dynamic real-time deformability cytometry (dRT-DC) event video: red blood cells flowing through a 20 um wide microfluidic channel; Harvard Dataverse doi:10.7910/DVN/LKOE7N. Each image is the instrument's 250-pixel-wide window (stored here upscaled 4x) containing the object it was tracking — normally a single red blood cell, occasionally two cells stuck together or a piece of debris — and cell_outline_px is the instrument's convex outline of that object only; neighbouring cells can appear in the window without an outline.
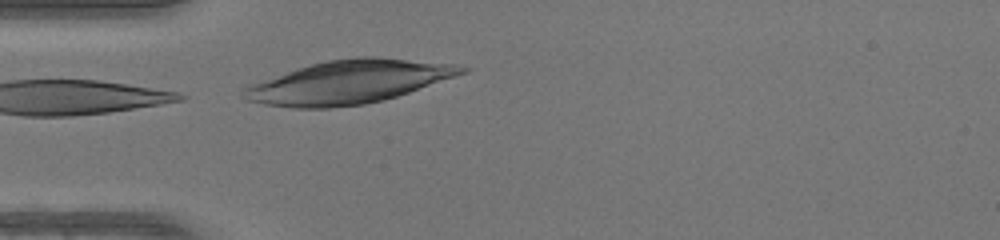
{"species": "human", "species_latin": "Homo sapiens", "temperature_condition": "warm", "stored_images_in_passage": 7, "camera_frame_rate_fps": 3000, "um_per_image_px": 0.085, "donor": {"sex": "female"}, "frame": {"image": 1, "passage_image": 7, "time_ms": 2.0, "image_size_px": [1000, 240], "cell_outline_px": [[472, 68], [468, 72], [384, 100], [364, 104], [328, 108], [292, 108], [264, 104], [248, 100], [240, 96], [240, 92], [244, 88], [252, 84], [296, 68], [328, 60], [356, 56], [380, 56], [460, 64]], "centroid_in_image_um": [29.7, 6.95], "position_along_channel_um": 55.3, "area_um2": 55.14}}